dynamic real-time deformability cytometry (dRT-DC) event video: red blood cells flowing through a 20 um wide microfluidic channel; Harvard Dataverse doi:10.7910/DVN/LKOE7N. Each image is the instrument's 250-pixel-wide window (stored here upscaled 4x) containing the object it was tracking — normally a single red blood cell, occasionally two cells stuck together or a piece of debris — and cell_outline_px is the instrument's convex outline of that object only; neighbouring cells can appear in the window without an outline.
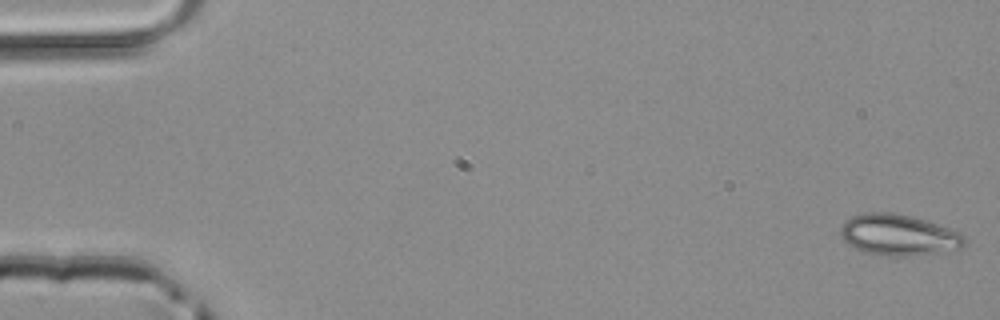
{"species": "common noctule bat (a hibernating species)", "species_latin": "Nyctalus noctula", "temperature_condition": "room temperature", "stored_images_in_passage": 50, "camera_frame_rate_fps": 3000, "um_per_image_px": 0.085, "animal": {"sex": "male", "body_mass_g": 20.4}, "frame": {"image": 1, "passage_image": 1, "time_ms": 0.0, "image_size_px": [1000, 320], "cell_outline_px": [[968, 244], [960, 248], [940, 252], [908, 256], [892, 256], [868, 252], [856, 248], [848, 244], [840, 236], [840, 228], [844, 220], [852, 216], [864, 212], [892, 212], [912, 216], [960, 232], [968, 240]], "centroid_in_image_um": [76.38, 19.96], "position_along_channel_um": 8.6, "area_um2": 29.71}}
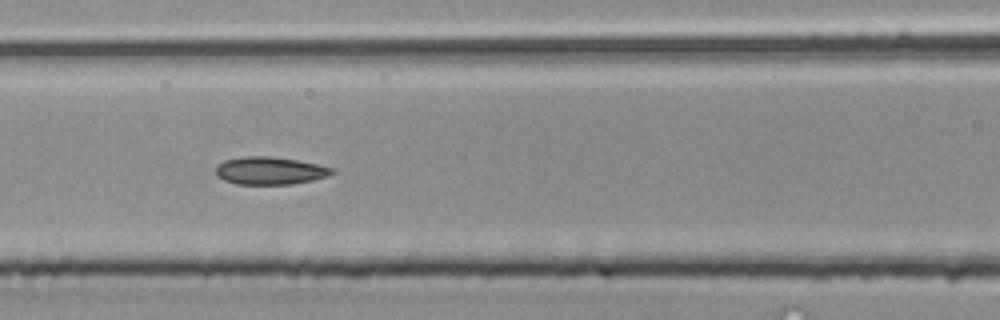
{"frame": {"image": 2, "passage_image": 22, "time_ms": 7.0, "image_size_px": [1000, 320], "cell_outline_px": [[336, 172], [328, 176], [312, 180], [292, 184], [236, 184], [224, 180], [216, 176], [216, 168], [224, 160], [244, 156], [268, 156], [296, 160], [316, 164], [332, 168]], "centroid_in_image_um": [22.93, 14.51], "position_along_channel_um": 143.7, "area_um2": 18.61}}
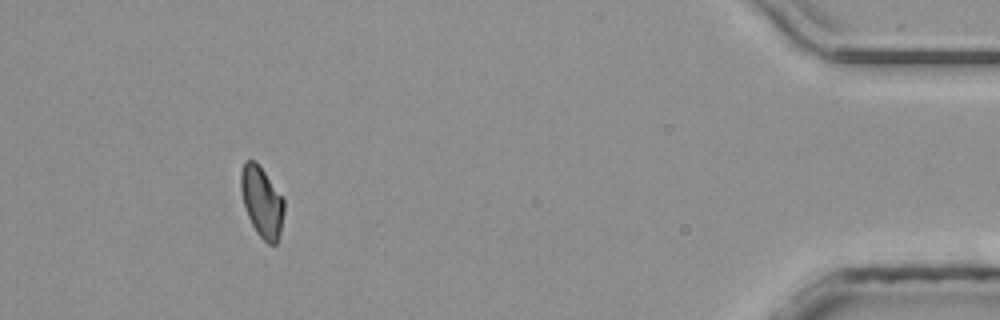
{"frame": {"image": 3, "passage_image": 46, "time_ms": 15.0, "image_size_px": [1000, 320], "cell_outline_px": [[284, 212], [280, 232], [276, 244], [268, 244], [256, 232], [248, 216], [244, 204], [240, 188], [240, 172], [244, 160], [256, 160], [284, 200]], "centroid_in_image_um": [22.24, 17.13], "position_along_channel_um": 413.0, "area_um2": 17.63}}